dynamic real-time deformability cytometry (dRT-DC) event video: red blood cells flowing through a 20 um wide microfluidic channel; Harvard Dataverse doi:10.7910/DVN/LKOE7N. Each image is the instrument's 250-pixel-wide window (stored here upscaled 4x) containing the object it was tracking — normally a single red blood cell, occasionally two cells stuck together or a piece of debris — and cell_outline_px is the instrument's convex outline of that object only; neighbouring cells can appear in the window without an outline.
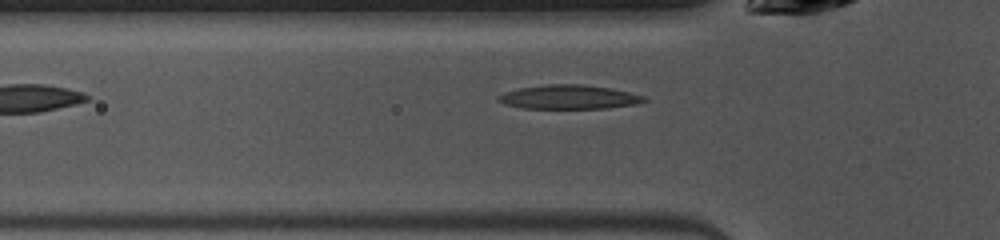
{"species": "common noctule bat (a hibernating species)", "species_latin": "Nyctalus noctula", "temperature_condition": "warm", "stored_images_in_passage": 33, "camera_frame_rate_fps": 3000, "um_per_image_px": 0.085, "animal": {"sex": "female", "body_mass_g": 10.0, "forearm_length_mm": 53.1}, "frame": {"image": 1, "passage_image": 3, "time_ms": 0.667, "image_size_px": [1000, 240], "cell_outline_px": [[648, 100], [636, 104], [608, 108], [520, 108], [504, 104], [496, 100], [496, 96], [504, 92], [520, 88], [548, 84], [580, 84], [612, 88], [644, 96]], "centroid_in_image_um": [48.33, 8.25], "position_along_channel_um": 77.5, "area_um2": 20.46}}
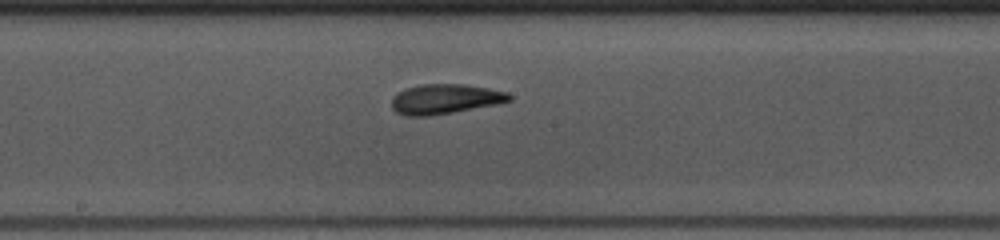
{"frame": {"image": 2, "passage_image": 13, "time_ms": 4.0, "image_size_px": [1000, 240], "cell_outline_px": [[512, 100], [500, 104], [428, 116], [408, 116], [396, 112], [392, 108], [392, 96], [396, 92], [404, 88], [420, 84], [464, 84], [488, 88], [508, 92], [512, 96]], "centroid_in_image_um": [37.83, 8.41], "position_along_channel_um": 210.4, "area_um2": 20.69}}
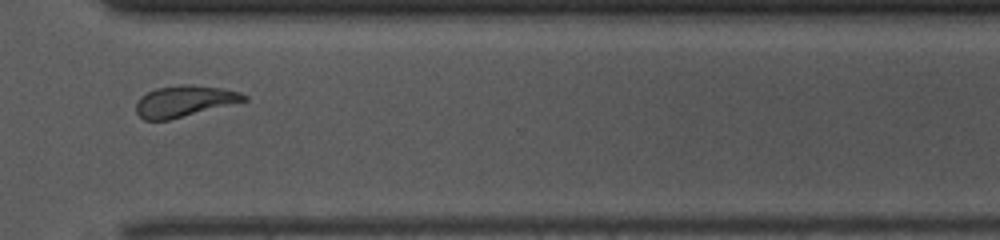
{"frame": {"image": 3, "passage_image": 24, "time_ms": 7.667, "image_size_px": [1000, 240], "cell_outline_px": [[248, 100], [168, 120], [144, 120], [136, 112], [136, 104], [140, 96], [156, 88], [180, 84], [192, 84], [220, 88], [240, 92], [248, 96]], "centroid_in_image_um": [15.66, 8.59], "position_along_channel_um": 354.9, "area_um2": 19.54}, "authors_computed_cell_mechanics": {"area_um2": 19.941, "velocity_mm_per_s": 3.9515, "shape_relaxation_time_tau1_ms": 3.6244, "shape_relaxation_time_tau2_ms": 3.4386, "deformation_change_tau1": 0.1688, "deformation_change_tau2": 0.0817}}